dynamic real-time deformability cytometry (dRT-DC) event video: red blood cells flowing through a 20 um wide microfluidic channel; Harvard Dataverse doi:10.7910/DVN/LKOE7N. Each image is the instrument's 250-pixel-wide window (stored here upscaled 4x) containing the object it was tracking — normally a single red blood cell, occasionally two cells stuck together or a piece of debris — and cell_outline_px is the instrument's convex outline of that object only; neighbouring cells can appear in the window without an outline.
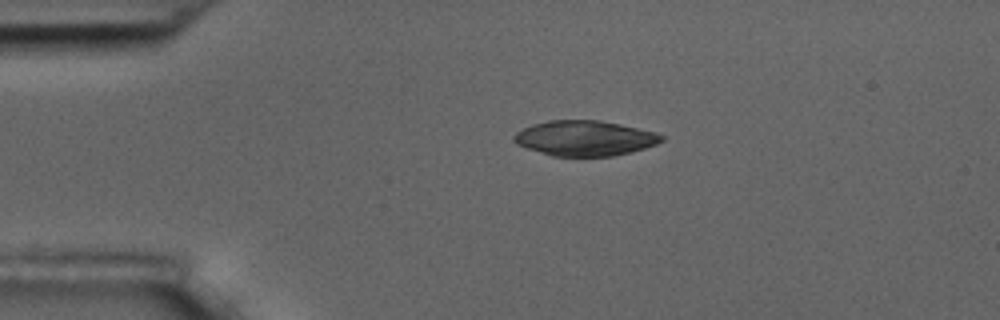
{"species": "common noctule bat (a hibernating species)", "species_latin": "Nyctalus noctula", "temperature_condition": "room temperature", "stored_images_in_passage": 2, "camera_frame_rate_fps": 3000, "um_per_image_px": 0.085, "animal": {"sex": "male", "body_mass_g": 17.5, "forearm_length_mm": 52.3}, "frame": {"image": 1, "passage_image": 1, "time_ms": 0.0, "image_size_px": [1000, 320], "cell_outline_px": [[664, 140], [656, 144], [632, 152], [612, 156], [552, 156], [516, 144], [512, 140], [512, 136], [516, 132], [532, 124], [548, 120], [600, 120], [620, 124], [656, 132], [664, 136]], "centroid_in_image_um": [49.7, 11.74], "position_along_channel_um": 35.3, "area_um2": 30.35}}